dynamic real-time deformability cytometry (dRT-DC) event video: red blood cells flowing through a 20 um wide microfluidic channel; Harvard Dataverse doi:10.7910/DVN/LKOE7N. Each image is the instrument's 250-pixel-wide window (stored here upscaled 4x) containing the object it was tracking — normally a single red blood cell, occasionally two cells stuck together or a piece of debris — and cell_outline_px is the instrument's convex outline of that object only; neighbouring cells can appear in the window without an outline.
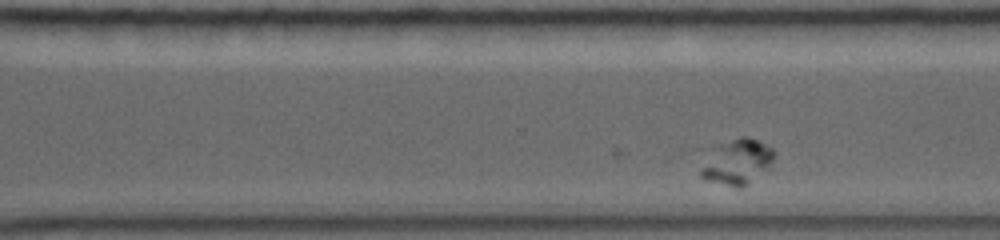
{"species": "common noctule bat (a hibernating species)", "species_latin": "Nyctalus noctula", "temperature_condition": "warm", "stored_images_in_passage": 23, "camera_frame_rate_fps": 5000, "um_per_image_px": 0.085, "animal": {"sex": "female", "body_mass_g": 19.0, "forearm_length_mm": 56.7}, "frame": {"image": 1, "passage_image": 16, "time_ms": 7.6, "image_size_px": [1000, 240], "cell_outline_px": [[776, 156], [768, 168], [740, 188], [736, 188], [704, 180], [700, 176], [700, 168], [716, 148], [720, 144], [740, 136], [748, 136], [772, 148], [776, 152]], "centroid_in_image_um": [62.68, 13.77], "position_along_channel_um": 307.9, "area_um2": 18.96}}